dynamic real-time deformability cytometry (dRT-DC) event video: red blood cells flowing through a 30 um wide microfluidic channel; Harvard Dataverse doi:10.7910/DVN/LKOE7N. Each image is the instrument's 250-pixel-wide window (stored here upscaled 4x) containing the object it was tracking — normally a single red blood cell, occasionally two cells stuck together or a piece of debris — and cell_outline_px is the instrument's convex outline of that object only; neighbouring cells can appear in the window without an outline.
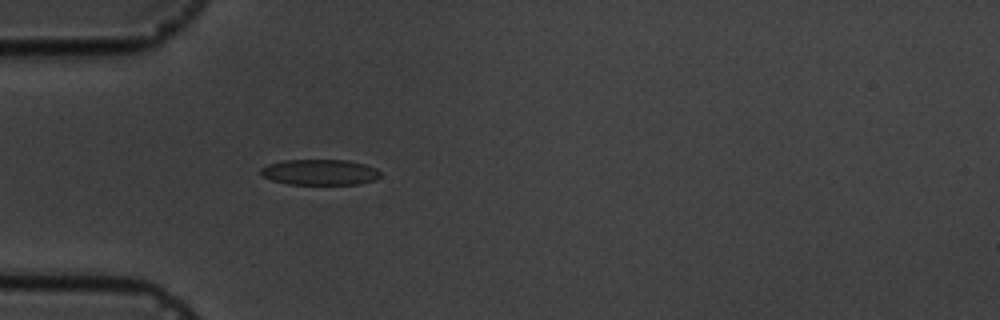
{"species": "common noctule bat (a hibernating species)", "species_latin": "Nyctalus noctula", "temperature_condition": "cold", "stored_images_in_passage": 1, "camera_frame_rate_fps": 3000, "um_per_image_px": 0.085, "animal": {"sex": "male", "body_mass_g": 19.5, "forearm_length_mm": 54.6}, "frame": {"image": 1, "passage_image": 1, "time_ms": 0.0, "image_size_px": [1000, 320], "cell_outline_px": [[380, 176], [372, 180], [360, 184], [288, 184], [272, 180], [264, 176], [260, 172], [260, 168], [268, 164], [284, 160], [348, 160], [364, 164], [376, 168], [380, 172]], "centroid_in_image_um": [27.18, 14.63], "position_along_channel_um": 57.8, "area_um2": 17.8}}